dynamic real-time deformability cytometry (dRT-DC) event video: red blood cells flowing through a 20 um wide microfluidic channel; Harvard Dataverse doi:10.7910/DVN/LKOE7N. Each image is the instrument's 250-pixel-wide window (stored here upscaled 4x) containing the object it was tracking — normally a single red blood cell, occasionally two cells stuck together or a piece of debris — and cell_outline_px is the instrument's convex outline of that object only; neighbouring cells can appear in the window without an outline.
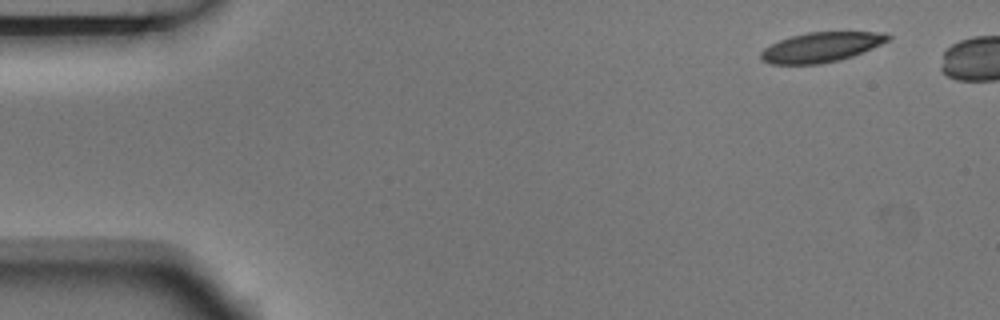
{"species": "Egyptian fruit bat (a non-hibernating species)", "species_latin": "Rousettus aegyptiacus", "temperature_condition": "room temperature", "stored_images_in_passage": 2, "camera_frame_rate_fps": 3000, "um_per_image_px": 0.085, "animal": {"sex": "male"}, "frame": {"image": 1, "passage_image": 1, "time_ms": 0.0, "image_size_px": [1000, 320], "cell_outline_px": [[892, 36], [888, 40], [880, 44], [852, 56], [840, 60], [820, 64], [768, 64], [760, 60], [760, 52], [764, 48], [780, 40], [792, 36], [808, 32], [884, 32]], "centroid_in_image_um": [69.76, 4.02], "position_along_channel_um": 15.2, "area_um2": 21.96}}